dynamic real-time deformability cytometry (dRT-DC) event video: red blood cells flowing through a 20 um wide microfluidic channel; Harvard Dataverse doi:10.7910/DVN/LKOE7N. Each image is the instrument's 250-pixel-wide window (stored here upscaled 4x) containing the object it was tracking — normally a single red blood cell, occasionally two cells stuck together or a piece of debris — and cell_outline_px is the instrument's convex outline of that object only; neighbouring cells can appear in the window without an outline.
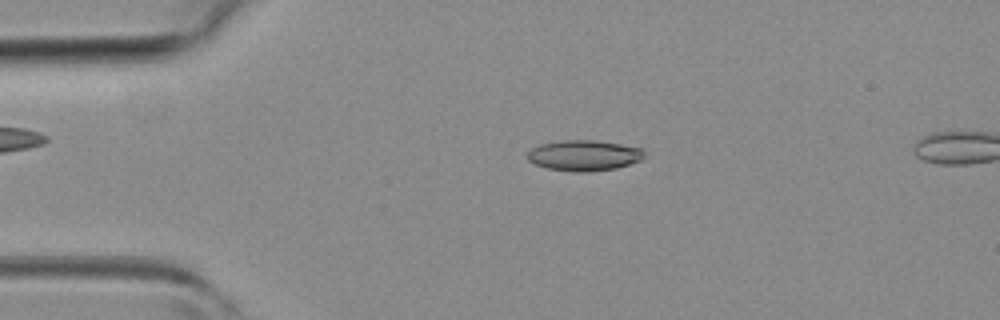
{"species": "common noctule bat (a hibernating species)", "species_latin": "Nyctalus noctula", "temperature_condition": "room temperature", "stored_images_in_passage": 41, "camera_frame_rate_fps": 3000, "um_per_image_px": 0.085, "animal": {"sex": "female", "body_mass_g": 19.3, "forearm_length_mm": 54.1}, "frame": {"image": 1, "passage_image": 7, "time_ms": 2.0, "image_size_px": [1000, 320], "cell_outline_px": [[644, 156], [640, 160], [616, 168], [588, 172], [576, 172], [548, 168], [536, 164], [528, 160], [528, 152], [532, 148], [540, 144], [560, 140], [596, 140], [644, 148]], "centroid_in_image_um": [49.65, 13.2], "position_along_channel_um": 35.3, "area_um2": 20.81}}
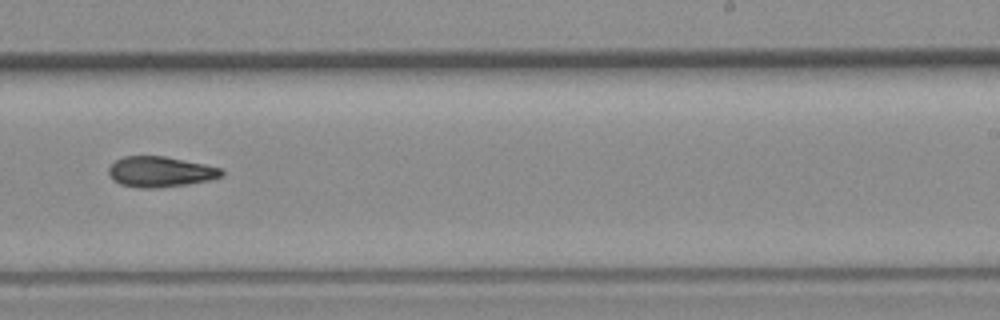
{"frame": {"image": 2, "passage_image": 25, "time_ms": 8.0, "image_size_px": [1000, 320], "cell_outline_px": [[224, 172], [220, 176], [208, 180], [188, 184], [156, 188], [140, 188], [120, 184], [112, 180], [108, 172], [108, 168], [116, 160], [124, 156], [164, 156], [204, 164], [220, 168]], "centroid_in_image_um": [13.58, 14.6], "position_along_channel_um": 275.4, "area_um2": 19.94}}
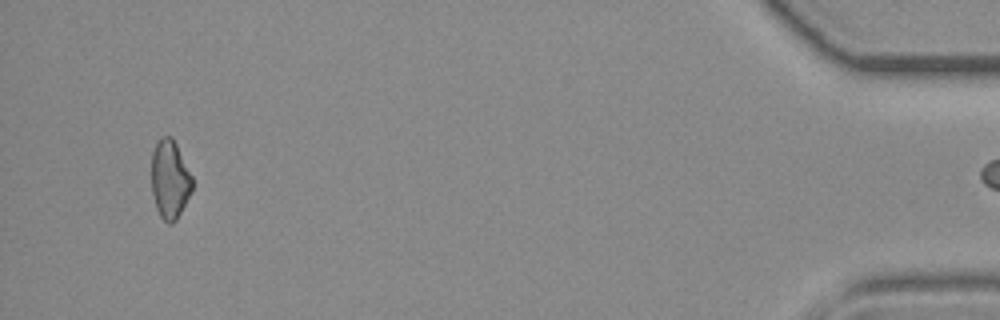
{"frame": {"image": 3, "passage_image": 40, "time_ms": 13.0, "image_size_px": [1000, 320], "cell_outline_px": [[192, 192], [176, 220], [172, 224], [168, 224], [160, 216], [156, 208], [152, 192], [152, 152], [160, 136], [172, 136], [192, 176]], "centroid_in_image_um": [14.44, 15.26], "position_along_channel_um": 420.8, "area_um2": 18.67}}